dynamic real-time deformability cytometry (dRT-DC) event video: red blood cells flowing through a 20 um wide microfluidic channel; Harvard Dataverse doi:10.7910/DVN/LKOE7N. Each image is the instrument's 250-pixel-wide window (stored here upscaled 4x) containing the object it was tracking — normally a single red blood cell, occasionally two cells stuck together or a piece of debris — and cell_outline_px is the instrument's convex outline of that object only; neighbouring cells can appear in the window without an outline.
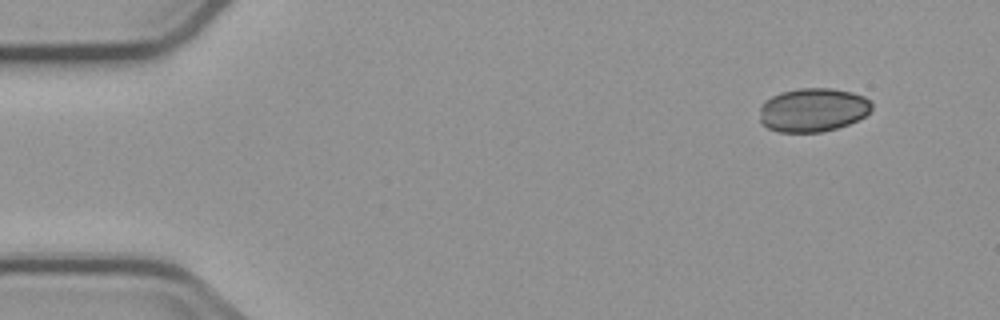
{"species": "common noctule bat (a hibernating species)", "species_latin": "Nyctalus noctula", "temperature_condition": "cold", "stored_images_in_passage": 4, "camera_frame_rate_fps": 3000, "um_per_image_px": 0.085, "animal": {"sex": "male", "body_mass_g": 23.1, "forearm_length_mm": 52.7}, "frame": {"image": 1, "passage_image": 1, "time_ms": 0.0, "image_size_px": [1000, 320], "cell_outline_px": [[872, 108], [864, 116], [848, 124], [836, 128], [820, 132], [780, 132], [768, 128], [760, 120], [760, 104], [764, 100], [780, 92], [800, 88], [832, 88], [852, 92], [864, 96], [872, 104]], "centroid_in_image_um": [69.07, 9.33], "position_along_channel_um": 15.9, "area_um2": 28.55}}